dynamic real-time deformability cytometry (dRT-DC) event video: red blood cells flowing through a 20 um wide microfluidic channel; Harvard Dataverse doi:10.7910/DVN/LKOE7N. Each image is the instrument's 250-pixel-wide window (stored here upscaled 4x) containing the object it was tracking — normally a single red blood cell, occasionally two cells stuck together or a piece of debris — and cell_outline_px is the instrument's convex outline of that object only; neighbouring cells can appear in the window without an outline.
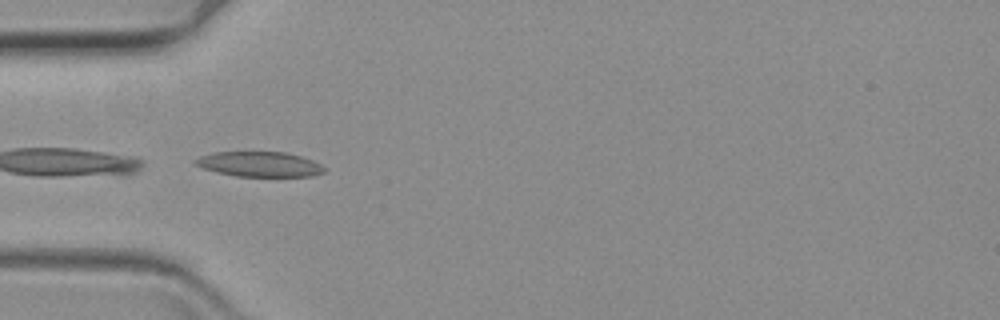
{"species": "common noctule bat (a hibernating species)", "species_latin": "Nyctalus noctula", "temperature_condition": "warm", "stored_images_in_passage": 16, "camera_frame_rate_fps": 3000, "um_per_image_px": 0.085, "animal": {"sex": "female", "body_mass_g": 19.3, "forearm_length_mm": 54.1}, "frame": {"image": 1, "passage_image": 1, "time_ms": 0.0, "image_size_px": [1000, 320], "cell_outline_px": [[328, 168], [324, 172], [312, 176], [236, 176], [216, 172], [200, 168], [192, 164], [192, 160], [200, 156], [212, 152], [284, 152], [300, 156], [312, 160]], "centroid_in_image_um": [22.0, 13.96], "position_along_channel_um": 63.0, "area_um2": 19.02}}
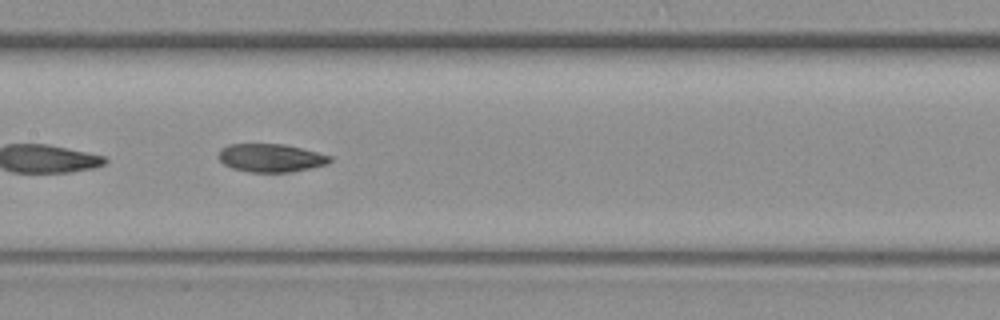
{"frame": {"image": 2, "passage_image": 12, "time_ms": 3.667, "image_size_px": [1000, 320], "cell_outline_px": [[332, 160], [328, 164], [312, 168], [292, 172], [248, 172], [232, 168], [224, 164], [220, 160], [220, 148], [228, 144], [284, 144], [332, 156]], "centroid_in_image_um": [23.04, 13.43], "position_along_channel_um": 184.4, "area_um2": 18.32}}